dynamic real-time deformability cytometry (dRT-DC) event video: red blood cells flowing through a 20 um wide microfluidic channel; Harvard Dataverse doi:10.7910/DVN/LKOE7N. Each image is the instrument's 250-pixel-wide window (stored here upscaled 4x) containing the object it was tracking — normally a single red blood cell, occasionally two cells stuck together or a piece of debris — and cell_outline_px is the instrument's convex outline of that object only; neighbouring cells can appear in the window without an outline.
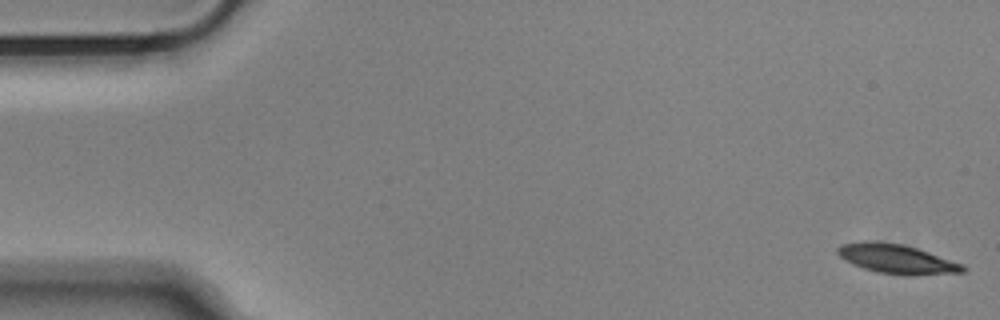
{"species": "Egyptian fruit bat (a non-hibernating species)", "species_latin": "Rousettus aegyptiacus", "temperature_condition": "cold", "stored_images_in_passage": 15, "camera_frame_rate_fps": 3000, "um_per_image_px": 0.085, "animal": {"sex": "male"}, "frame": {"image": 1, "passage_image": 1, "time_ms": 0.0, "image_size_px": [1000, 320], "cell_outline_px": [[968, 268], [964, 272], [916, 276], [900, 276], [876, 272], [852, 264], [844, 260], [836, 252], [836, 248], [840, 244], [860, 240], [868, 240], [904, 244], [964, 264]], "centroid_in_image_um": [76.21, 22.02], "position_along_channel_um": 8.8, "area_um2": 21.96}}
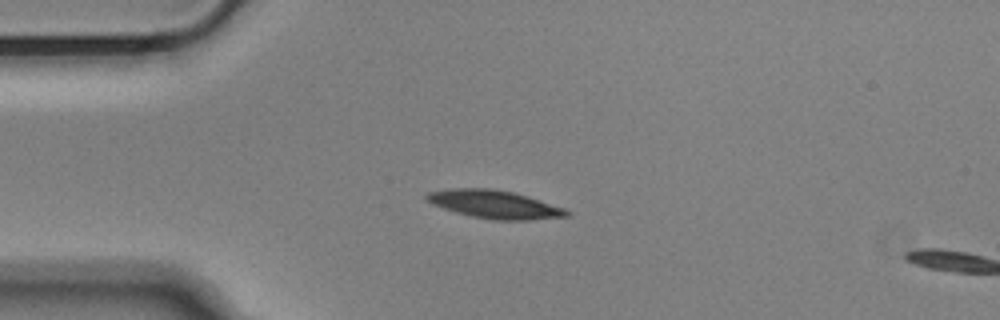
{"frame": {"image": 2, "passage_image": 13, "time_ms": 4.0, "image_size_px": [1000, 320], "cell_outline_px": [[572, 216], [532, 220], [492, 220], [472, 216], [456, 212], [432, 204], [424, 200], [424, 196], [428, 192], [452, 188], [492, 188], [512, 192], [528, 196], [564, 208], [572, 212]], "centroid_in_image_um": [42.06, 17.37], "position_along_channel_um": 42.9, "area_um2": 23.12}}